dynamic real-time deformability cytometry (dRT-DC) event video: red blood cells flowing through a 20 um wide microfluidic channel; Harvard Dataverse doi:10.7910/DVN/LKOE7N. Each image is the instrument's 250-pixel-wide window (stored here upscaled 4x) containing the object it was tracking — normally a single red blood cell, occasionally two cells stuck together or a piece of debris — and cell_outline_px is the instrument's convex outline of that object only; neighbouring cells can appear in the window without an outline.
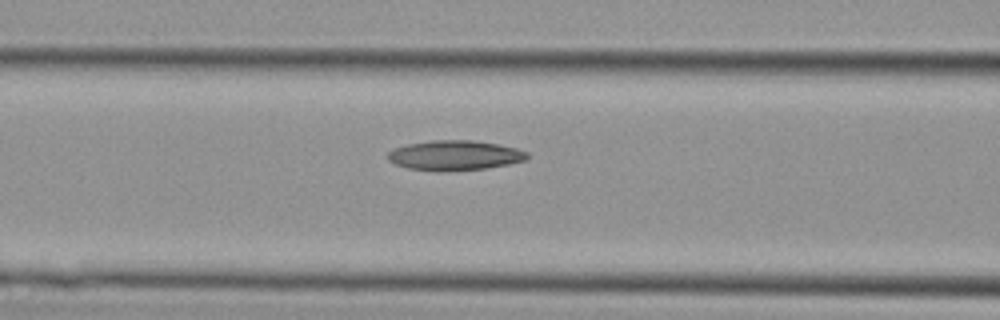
{"species": "Egyptian fruit bat (a non-hibernating species)", "species_latin": "Rousettus aegyptiacus", "temperature_condition": "cold", "stored_images_in_passage": 10, "camera_frame_rate_fps": 3000, "um_per_image_px": 0.085, "animal": {"sex": "female"}, "frame": {"image": 1, "passage_image": 6, "time_ms": 1.667, "image_size_px": [1000, 320], "cell_outline_px": [[528, 160], [508, 164], [484, 168], [408, 168], [396, 164], [388, 160], [388, 152], [396, 148], [408, 144], [432, 140], [472, 140], [496, 144], [516, 148], [528, 152]], "centroid_in_image_um": [38.71, 13.15], "position_along_channel_um": 127.9, "area_um2": 23.06}}
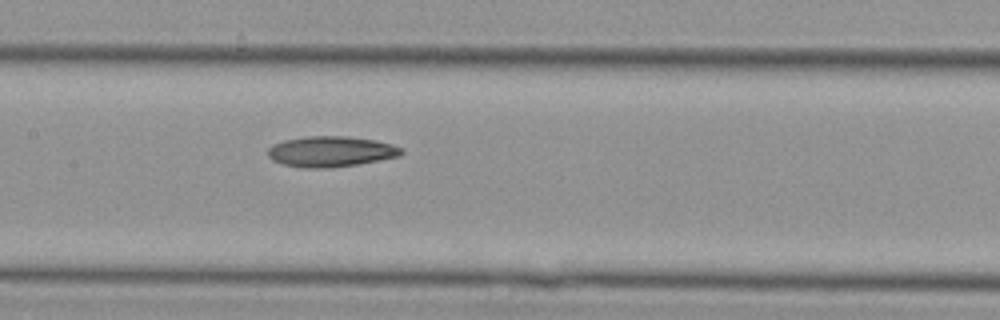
{"frame": {"image": 2, "passage_image": 9, "time_ms": 2.667, "image_size_px": [1000, 320], "cell_outline_px": [[404, 152], [400, 156], [356, 164], [328, 168], [300, 168], [280, 164], [272, 160], [268, 156], [268, 148], [272, 144], [284, 140], [308, 136], [348, 136], [376, 140], [392, 144], [404, 148]], "centroid_in_image_um": [28.11, 12.88], "position_along_channel_um": 179.3, "area_um2": 24.04}}